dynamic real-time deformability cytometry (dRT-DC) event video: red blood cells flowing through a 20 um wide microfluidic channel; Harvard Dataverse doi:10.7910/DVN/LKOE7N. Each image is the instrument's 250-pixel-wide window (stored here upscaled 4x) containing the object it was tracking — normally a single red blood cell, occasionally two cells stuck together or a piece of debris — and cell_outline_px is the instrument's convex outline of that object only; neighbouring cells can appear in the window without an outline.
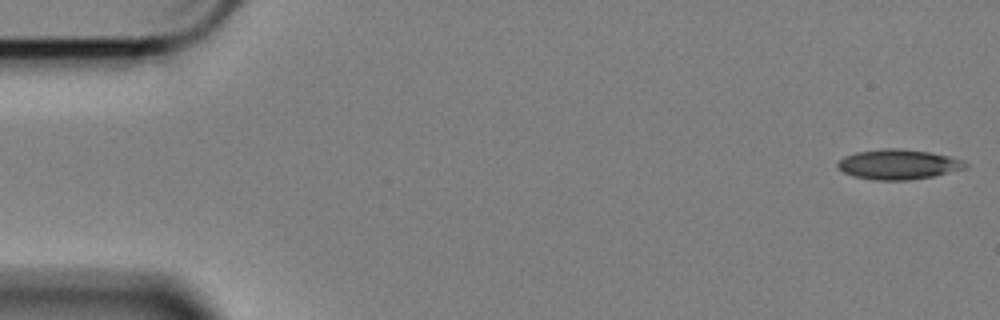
{"species": "Egyptian fruit bat (a non-hibernating species)", "species_latin": "Rousettus aegyptiacus", "temperature_condition": "cold", "stored_images_in_passage": 58, "camera_frame_rate_fps": 3000, "um_per_image_px": 0.085, "animal": {"sex": "female"}, "frame": {"image": 1, "passage_image": 1, "time_ms": 0.0, "image_size_px": [1000, 320], "cell_outline_px": [[968, 168], [932, 176], [912, 180], [872, 180], [852, 176], [844, 172], [836, 164], [844, 156], [856, 152], [884, 148], [900, 148], [928, 152], [948, 156], [960, 160], [968, 164]], "centroid_in_image_um": [76.34, 13.98], "position_along_channel_um": 8.7, "area_um2": 22.25}}
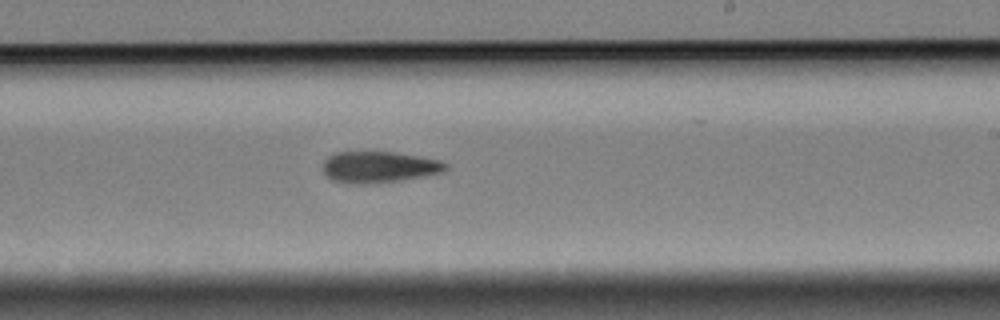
{"frame": {"image": 2, "passage_image": 34, "time_ms": 11.0, "image_size_px": [1000, 320], "cell_outline_px": [[448, 168], [444, 172], [404, 180], [364, 184], [348, 184], [332, 180], [324, 172], [324, 160], [332, 152], [396, 152], [420, 156], [440, 160], [448, 164]], "centroid_in_image_um": [32.24, 14.2], "position_along_channel_um": 256.8, "area_um2": 22.66}}
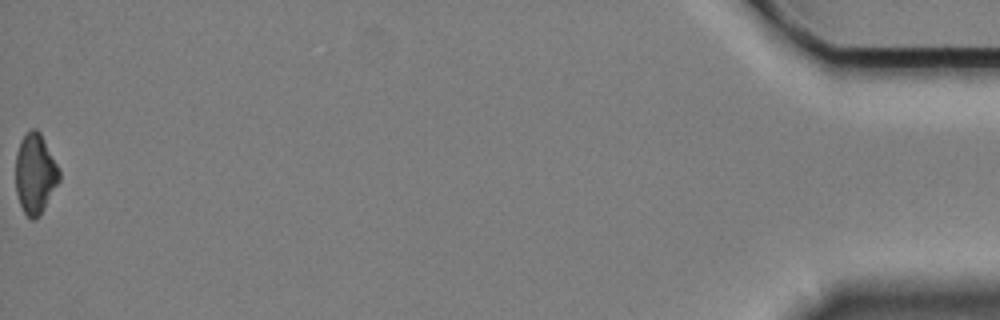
{"frame": {"image": 3, "passage_image": 58, "time_ms": 19.0, "image_size_px": [1000, 320], "cell_outline_px": [[60, 180], [40, 216], [32, 220], [24, 212], [20, 204], [16, 192], [16, 156], [20, 140], [32, 128], [36, 128], [40, 132], [60, 168]], "centroid_in_image_um": [3.01, 14.76], "position_along_channel_um": 432.2, "area_um2": 20.4}, "authors_computed_cell_mechanics": {"area_um2": 22.6287, "velocity_mm_per_s": 3.4168, "shape_relaxation_time_tau1_ms": 9.9212, "shape_relaxation_time_tau2_ms": null, "deformation_change_tau1": 0.163, "deformation_change_tau2": null}}